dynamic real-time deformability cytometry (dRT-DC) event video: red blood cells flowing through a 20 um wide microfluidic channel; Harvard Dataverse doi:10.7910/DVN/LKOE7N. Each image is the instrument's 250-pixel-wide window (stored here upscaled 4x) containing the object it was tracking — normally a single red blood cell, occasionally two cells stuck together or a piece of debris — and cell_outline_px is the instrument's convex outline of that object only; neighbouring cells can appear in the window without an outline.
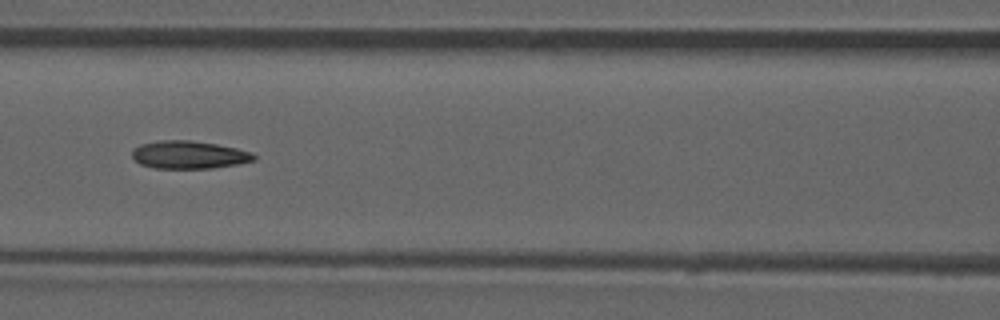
{"species": "common noctule bat (a hibernating species)", "species_latin": "Nyctalus noctula", "temperature_condition": "room temperature", "stored_images_in_passage": 41, "camera_frame_rate_fps": 3000, "um_per_image_px": 0.085, "animal": {"sex": "male", "forearm_length_mm": 52.5}, "frame": {"image": 1, "passage_image": 12, "time_ms": 3.667, "image_size_px": [1000, 320], "cell_outline_px": [[256, 160], [240, 164], [212, 168], [152, 168], [140, 164], [132, 156], [132, 152], [140, 144], [160, 140], [192, 140], [216, 144], [236, 148], [252, 152], [256, 156]], "centroid_in_image_um": [16.09, 13.16], "position_along_channel_um": 150.5, "area_um2": 19.83}, "authors_computed_cell_mechanics": {"area_um2": 19.4786, "velocity_mm_per_s": 3.9264, "shape_relaxation_time_tau1_ms": null, "shape_relaxation_time_tau2_ms": 3.7225, "deformation_change_tau1": null, "deformation_change_tau2": 0.1186}}